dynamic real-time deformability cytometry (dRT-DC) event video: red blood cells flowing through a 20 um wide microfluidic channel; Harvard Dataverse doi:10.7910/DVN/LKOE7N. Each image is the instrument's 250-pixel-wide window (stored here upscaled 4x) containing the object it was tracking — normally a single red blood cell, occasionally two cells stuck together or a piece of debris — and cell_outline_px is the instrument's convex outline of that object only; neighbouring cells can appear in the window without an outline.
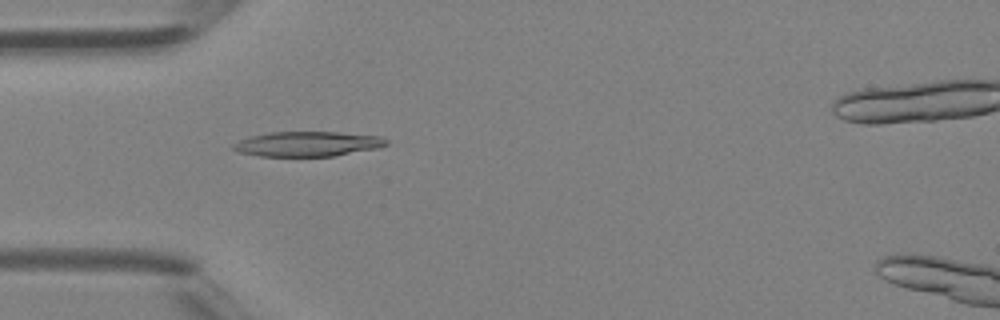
{"species": "Egyptian fruit bat (a non-hibernating species)", "species_latin": "Rousettus aegyptiacus", "temperature_condition": "room temperature", "stored_images_in_passage": 34, "camera_frame_rate_fps": 3000, "um_per_image_px": 0.085, "animal": {"sex": "female"}, "frame": {"image": 1, "passage_image": 2, "time_ms": 0.333, "image_size_px": [1000, 320], "cell_outline_px": [[388, 144], [376, 148], [332, 156], [260, 156], [240, 152], [232, 148], [232, 144], [240, 140], [252, 136], [268, 132], [336, 132], [380, 136], [388, 140]], "centroid_in_image_um": [26.13, 12.23], "position_along_channel_um": 58.9, "area_um2": 21.96}}
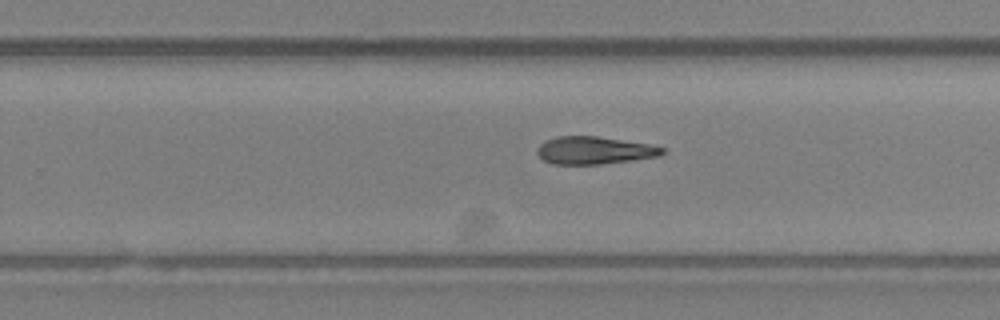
{"frame": {"image": 2, "passage_image": 17, "time_ms": 5.333, "image_size_px": [1000, 320], "cell_outline_px": [[664, 152], [660, 156], [600, 164], [552, 164], [544, 160], [536, 152], [536, 148], [544, 140], [556, 136], [596, 136], [648, 144], [664, 148]], "centroid_in_image_um": [50.46, 12.77], "position_along_channel_um": 279.3, "area_um2": 20.0}}
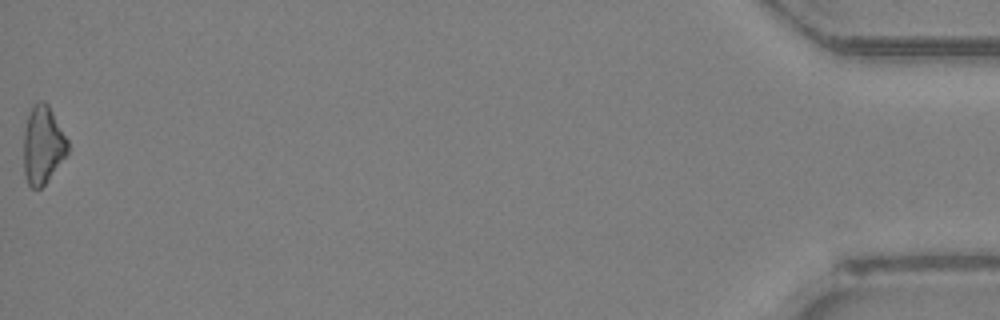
{"frame": {"image": 3, "passage_image": 34, "time_ms": 11.0, "image_size_px": [1000, 320], "cell_outline_px": [[68, 152], [48, 180], [40, 188], [32, 188], [28, 184], [24, 172], [24, 128], [28, 112], [32, 104], [36, 100], [44, 100], [48, 104], [68, 140]], "centroid_in_image_um": [3.62, 12.27], "position_along_channel_um": 431.6, "area_um2": 20.11}, "authors_computed_cell_mechanics": {"area_um2": 20.4612, "velocity_mm_per_s": 4.4873, "shape_relaxation_time_tau1_ms": 5.4763, "shape_relaxation_time_tau2_ms": null, "deformation_change_tau1": 0.1603, "deformation_change_tau2": null}}